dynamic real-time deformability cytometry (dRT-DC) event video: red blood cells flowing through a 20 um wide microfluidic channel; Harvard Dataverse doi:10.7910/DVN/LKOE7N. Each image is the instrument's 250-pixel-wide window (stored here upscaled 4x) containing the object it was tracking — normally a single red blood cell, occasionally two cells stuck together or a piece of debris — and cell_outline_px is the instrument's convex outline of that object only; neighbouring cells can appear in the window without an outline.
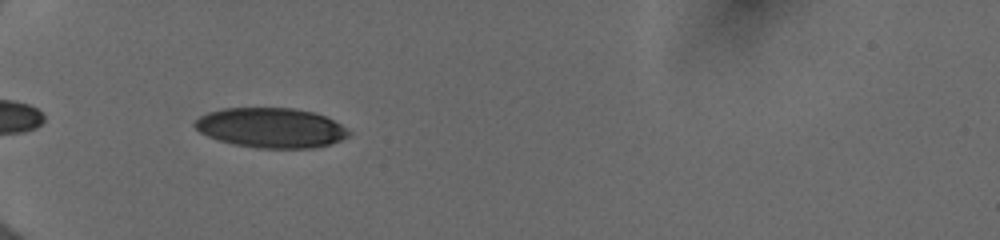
{"species": "human", "species_latin": "Homo sapiens", "temperature_condition": "cold", "stored_images_in_passage": 35, "camera_frame_rate_fps": 3000, "um_per_image_px": 0.085, "donor": {"sex": "female"}, "frame": {"image": 1, "passage_image": 3, "time_ms": 0.667, "image_size_px": [1000, 240], "cell_outline_px": [[352, 132], [348, 136], [332, 144], [312, 148], [256, 148], [232, 144], [208, 136], [200, 132], [192, 124], [200, 116], [208, 112], [224, 108], [292, 108], [316, 112], [340, 124]], "centroid_in_image_um": [23.04, 10.86], "position_along_channel_um": 62.0, "area_um2": 35.84}}
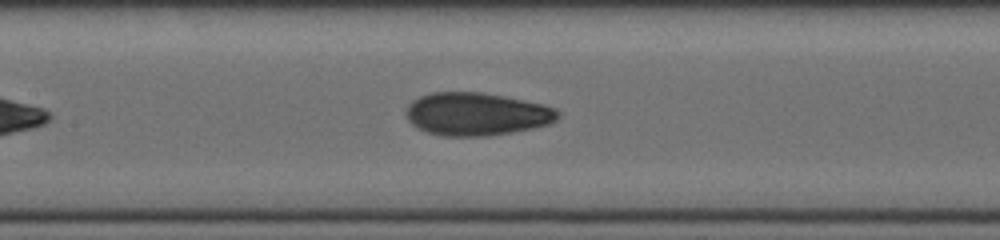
{"frame": {"image": 2, "passage_image": 12, "time_ms": 3.667, "image_size_px": [1000, 240], "cell_outline_px": [[560, 116], [556, 120], [548, 124], [532, 128], [512, 132], [484, 136], [440, 136], [416, 128], [408, 120], [404, 112], [408, 104], [412, 100], [420, 96], [432, 92], [480, 92], [504, 96], [544, 104], [556, 108], [560, 112]], "centroid_in_image_um": [40.49, 9.69], "position_along_channel_um": 166.9, "area_um2": 38.21}}
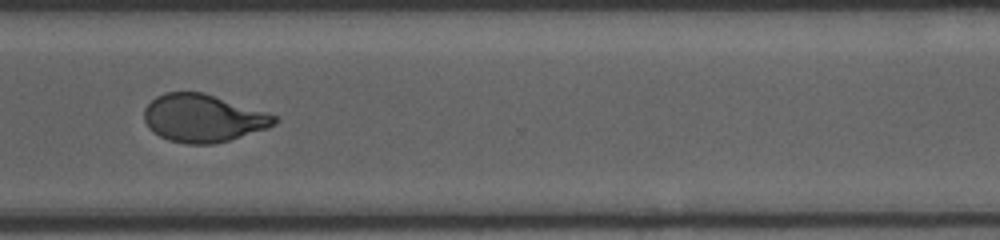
{"frame": {"image": 3, "passage_image": 26, "time_ms": 8.333, "image_size_px": [1000, 240], "cell_outline_px": [[280, 120], [276, 124], [268, 128], [228, 140], [212, 144], [188, 144], [168, 140], [152, 132], [148, 128], [144, 120], [144, 108], [156, 96], [164, 92], [204, 92], [280, 116]], "centroid_in_image_um": [17.28, 10.04], "position_along_channel_um": 353.3, "area_um2": 36.53}, "authors_computed_cell_mechanics": {"area_um2": 36.9342, "velocity_mm_per_s": 4.0145, "shape_relaxation_time_tau1_ms": 4.8242, "shape_relaxation_time_tau2_ms": 1.0242, "deformation_change_tau1": 0.1729, "deformation_change_tau2": 0.06}}